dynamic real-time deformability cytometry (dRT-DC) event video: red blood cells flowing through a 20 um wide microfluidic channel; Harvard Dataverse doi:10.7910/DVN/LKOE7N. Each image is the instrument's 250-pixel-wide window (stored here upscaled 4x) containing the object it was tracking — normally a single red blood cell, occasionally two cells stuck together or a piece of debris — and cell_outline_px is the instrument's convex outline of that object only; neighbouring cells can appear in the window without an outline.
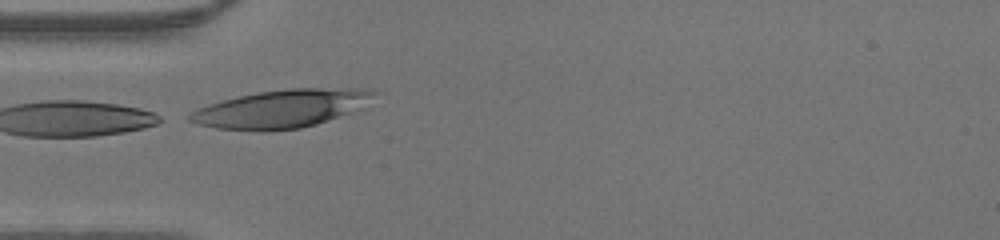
{"species": "human", "species_latin": "Homo sapiens", "temperature_condition": "warm", "stored_images_in_passage": 29, "camera_frame_rate_fps": 3000, "um_per_image_px": 0.085, "donor": {"sex": "male"}, "frame": {"image": 1, "passage_image": 9, "time_ms": 2.667, "image_size_px": [1000, 240], "cell_outline_px": [[380, 92], [364, 108], [316, 124], [300, 128], [268, 132], [264, 132], [216, 128], [200, 124], [188, 120], [188, 116], [196, 108], [208, 104], [236, 96], [260, 92], [288, 88], [356, 88]], "centroid_in_image_um": [23.96, 9.24], "position_along_channel_um": 61.0, "area_um2": 41.21}}
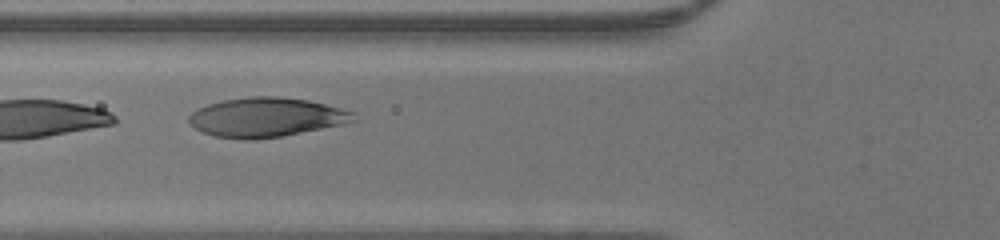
{"frame": {"image": 2, "passage_image": 12, "time_ms": 3.667, "image_size_px": [1000, 240], "cell_outline_px": [[360, 120], [344, 124], [280, 136], [256, 140], [244, 140], [216, 136], [204, 132], [196, 128], [188, 120], [188, 116], [192, 112], [208, 104], [224, 100], [252, 96], [280, 96], [308, 100], [356, 112]], "centroid_in_image_um": [22.69, 9.97], "position_along_channel_um": 103.1, "area_um2": 37.74}}
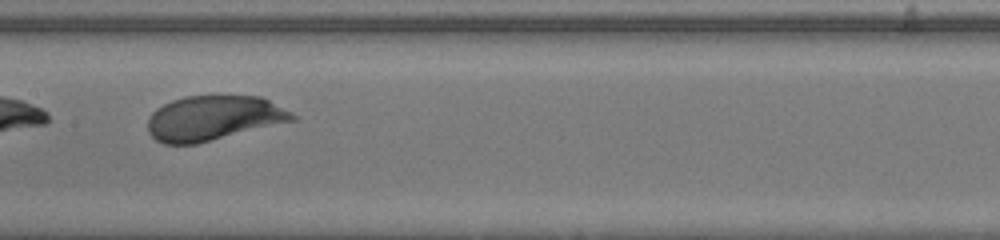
{"frame": {"image": 3, "passage_image": 18, "time_ms": 5.667, "image_size_px": [1000, 240], "cell_outline_px": [[300, 116], [296, 120], [196, 144], [164, 144], [156, 140], [148, 132], [148, 116], [156, 108], [172, 100], [184, 96], [260, 96]], "centroid_in_image_um": [18.14, 10.04], "position_along_channel_um": 189.3, "area_um2": 37.8}}